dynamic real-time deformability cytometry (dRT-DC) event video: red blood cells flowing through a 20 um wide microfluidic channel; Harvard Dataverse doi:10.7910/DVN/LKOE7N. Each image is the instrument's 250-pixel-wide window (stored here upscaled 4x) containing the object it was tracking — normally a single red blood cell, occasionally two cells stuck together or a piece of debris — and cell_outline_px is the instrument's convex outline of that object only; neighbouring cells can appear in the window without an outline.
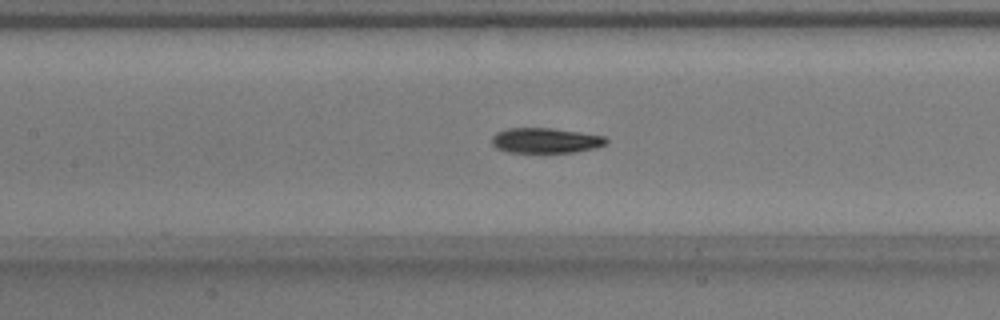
{"species": "common noctule bat (a hibernating species)", "species_latin": "Nyctalus noctula", "temperature_condition": "warm", "stored_images_in_passage": 44, "camera_frame_rate_fps": 3000, "um_per_image_px": 0.085, "animal": {"sex": "male", "body_mass_g": 17.9}, "frame": {"image": 1, "passage_image": 23, "time_ms": 7.333, "image_size_px": [1000, 320], "cell_outline_px": [[608, 144], [596, 148], [572, 152], [508, 152], [496, 148], [492, 144], [492, 136], [496, 132], [508, 128], [552, 128], [580, 132], [604, 136], [608, 140]], "centroid_in_image_um": [46.38, 11.94], "position_along_channel_um": 161.0, "area_um2": 16.82}}
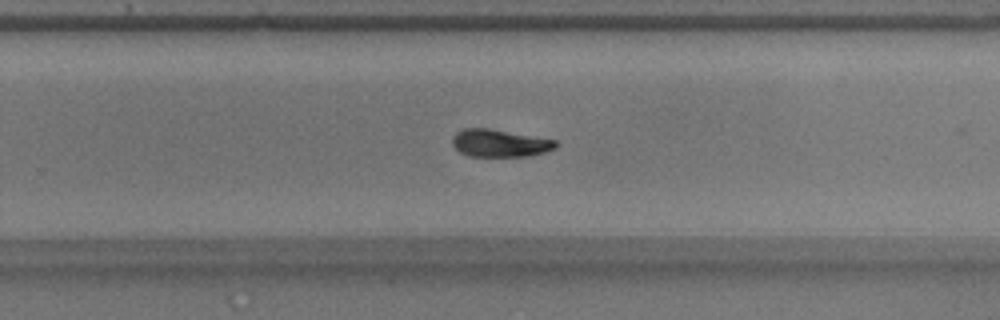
{"frame": {"image": 2, "passage_image": 33, "time_ms": 10.667, "image_size_px": [1000, 320], "cell_outline_px": [[556, 148], [544, 152], [528, 156], [468, 156], [460, 152], [452, 144], [452, 136], [456, 132], [464, 128], [488, 128], [556, 140]], "centroid_in_image_um": [42.44, 12.16], "position_along_channel_um": 287.4, "area_um2": 16.47}}
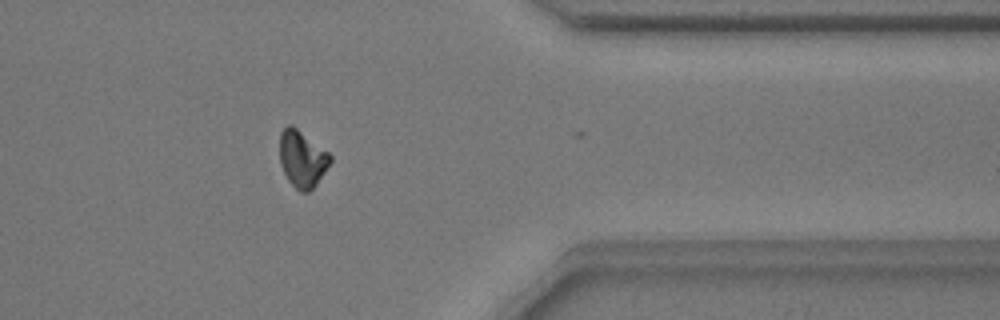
{"frame": {"image": 3, "passage_image": 42, "time_ms": 13.667, "image_size_px": [1000, 320], "cell_outline_px": [[332, 160], [316, 184], [308, 192], [300, 192], [288, 180], [280, 164], [280, 132], [288, 124], [292, 124], [328, 152], [332, 156]], "centroid_in_image_um": [25.67, 13.49], "position_along_channel_um": 385.7, "area_um2": 16.59}, "authors_computed_cell_mechanics": {"area_um2": 16.9932, "velocity_mm_per_s": 3.8001, "shape_relaxation_time_tau1_ms": 6.9131, "shape_relaxation_time_tau2_ms": 8.0296, "deformation_change_tau1": 0.1879, "deformation_change_tau2": 0.1074}}